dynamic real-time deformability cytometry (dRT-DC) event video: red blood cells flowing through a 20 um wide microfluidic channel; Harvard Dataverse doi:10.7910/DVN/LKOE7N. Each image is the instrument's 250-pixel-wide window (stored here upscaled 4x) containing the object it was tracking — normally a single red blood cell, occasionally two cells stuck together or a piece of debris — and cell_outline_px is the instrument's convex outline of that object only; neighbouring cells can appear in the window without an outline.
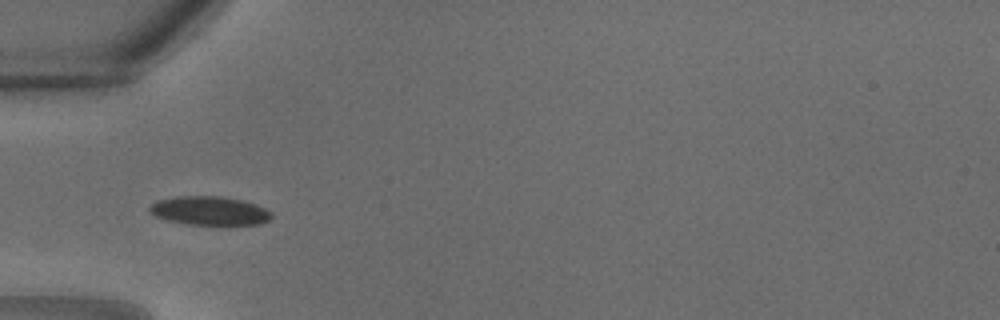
{"species": "common noctule bat (a hibernating species)", "species_latin": "Nyctalus noctula", "temperature_condition": "warm", "stored_images_in_passage": 22, "camera_frame_rate_fps": 3000, "um_per_image_px": 0.085, "animal": {"sex": "male", "body_mass_g": 18.8}, "frame": {"image": 1, "passage_image": 1, "time_ms": 0.0, "image_size_px": [1000, 320], "cell_outline_px": [[272, 216], [268, 220], [260, 224], [188, 224], [168, 220], [156, 216], [148, 212], [148, 208], [156, 200], [176, 196], [220, 196], [244, 200], [256, 204], [272, 212]], "centroid_in_image_um": [17.8, 17.9], "position_along_channel_um": 67.2, "area_um2": 20.4}}
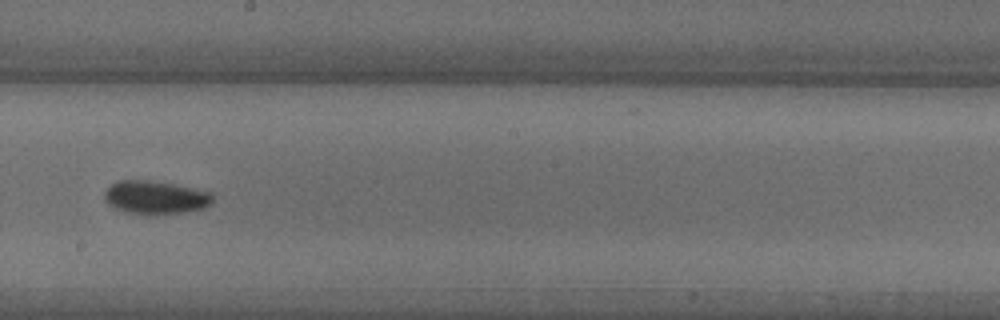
{"frame": {"image": 2, "passage_image": 9, "time_ms": 2.667, "image_size_px": [1000, 320], "cell_outline_px": [[212, 204], [204, 208], [184, 212], [156, 216], [152, 216], [124, 212], [108, 204], [104, 200], [104, 192], [112, 184], [120, 180], [148, 180], [172, 184], [212, 192]], "centroid_in_image_um": [13.2, 16.81], "position_along_channel_um": 235.0, "area_um2": 21.27}}
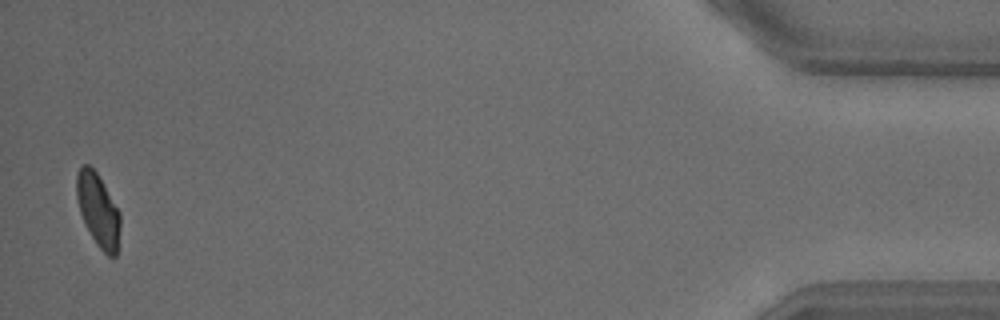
{"frame": {"image": 3, "passage_image": 22, "time_ms": 7.0, "image_size_px": [1000, 320], "cell_outline_px": [[120, 228], [116, 256], [108, 256], [96, 244], [80, 212], [76, 196], [76, 176], [80, 168], [84, 164], [88, 164], [96, 172], [120, 212]], "centroid_in_image_um": [8.34, 17.85], "position_along_channel_um": 426.9, "area_um2": 18.21}}